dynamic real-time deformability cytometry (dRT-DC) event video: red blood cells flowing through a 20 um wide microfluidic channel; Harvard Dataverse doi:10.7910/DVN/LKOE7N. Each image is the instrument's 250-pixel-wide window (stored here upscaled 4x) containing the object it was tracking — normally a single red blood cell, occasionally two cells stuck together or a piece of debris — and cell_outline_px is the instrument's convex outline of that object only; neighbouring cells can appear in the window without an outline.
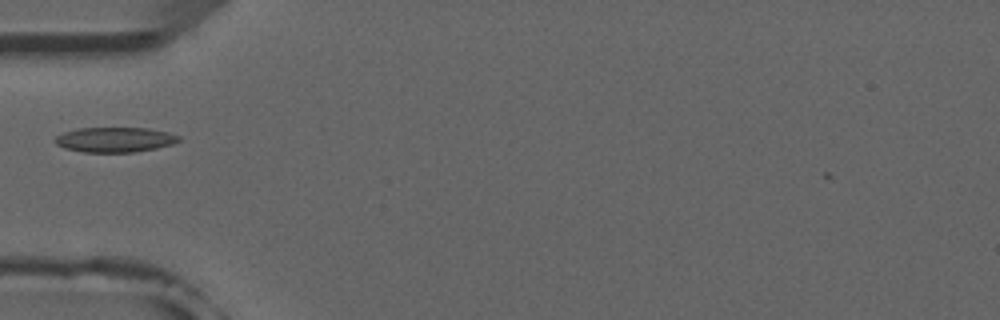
{"species": "common noctule bat (a hibernating species)", "species_latin": "Nyctalus noctula", "temperature_condition": "room temperature", "stored_images_in_passage": 6, "camera_frame_rate_fps": 3000, "um_per_image_px": 0.085, "animal": {"sex": "male", "forearm_length_mm": 52.5}, "frame": {"image": 1, "passage_image": 5, "time_ms": 5.667, "image_size_px": [1000, 320], "cell_outline_px": [[180, 140], [172, 144], [156, 148], [132, 152], [84, 152], [64, 148], [56, 144], [52, 140], [56, 136], [64, 132], [80, 128], [148, 128], [168, 132], [180, 136]], "centroid_in_image_um": [9.74, 11.87], "position_along_channel_um": 75.3, "area_um2": 17.98}}
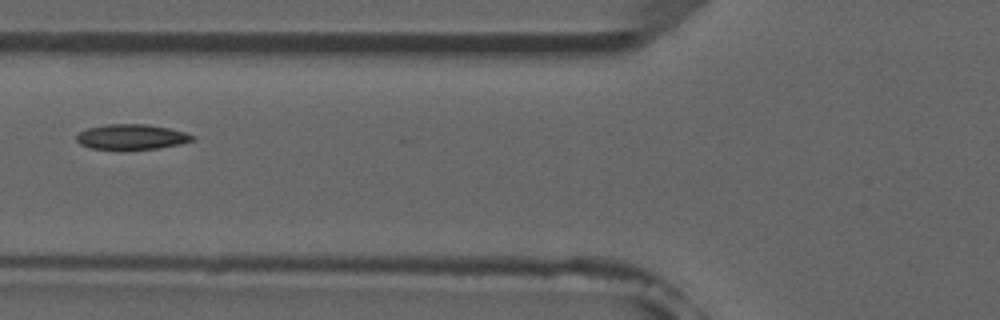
{"frame": {"image": 2, "passage_image": 6, "time_ms": 6.667, "image_size_px": [1000, 320], "cell_outline_px": [[196, 136], [192, 140], [180, 144], [156, 148], [92, 148], [80, 144], [76, 140], [76, 136], [80, 132], [88, 128], [104, 124], [144, 124], [168, 128], [184, 132]], "centroid_in_image_um": [11.17, 11.61], "position_along_channel_um": 114.6, "area_um2": 16.53}}